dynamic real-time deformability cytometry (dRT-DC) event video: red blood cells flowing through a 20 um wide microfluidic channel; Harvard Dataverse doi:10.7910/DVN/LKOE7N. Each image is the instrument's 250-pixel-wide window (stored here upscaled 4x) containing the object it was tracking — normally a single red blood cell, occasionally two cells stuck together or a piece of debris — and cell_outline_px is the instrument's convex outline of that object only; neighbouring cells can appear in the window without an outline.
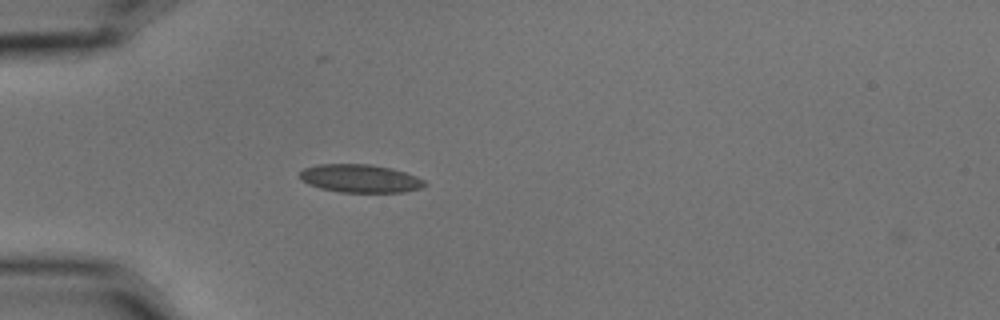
{"species": "common noctule bat (a hibernating species)", "species_latin": "Nyctalus noctula", "temperature_condition": "cold", "stored_images_in_passage": 2, "camera_frame_rate_fps": 3000, "um_per_image_px": 0.085, "animal": {"sex": "male", "body_mass_g": 15.6}, "frame": {"image": 1, "passage_image": 1, "time_ms": 0.0, "image_size_px": [1000, 320], "cell_outline_px": [[428, 184], [420, 188], [404, 192], [340, 192], [320, 188], [308, 184], [300, 180], [300, 172], [304, 168], [316, 164], [372, 164], [392, 168], [416, 176], [424, 180]], "centroid_in_image_um": [30.6, 15.16], "position_along_channel_um": 54.4, "area_um2": 20.58}}